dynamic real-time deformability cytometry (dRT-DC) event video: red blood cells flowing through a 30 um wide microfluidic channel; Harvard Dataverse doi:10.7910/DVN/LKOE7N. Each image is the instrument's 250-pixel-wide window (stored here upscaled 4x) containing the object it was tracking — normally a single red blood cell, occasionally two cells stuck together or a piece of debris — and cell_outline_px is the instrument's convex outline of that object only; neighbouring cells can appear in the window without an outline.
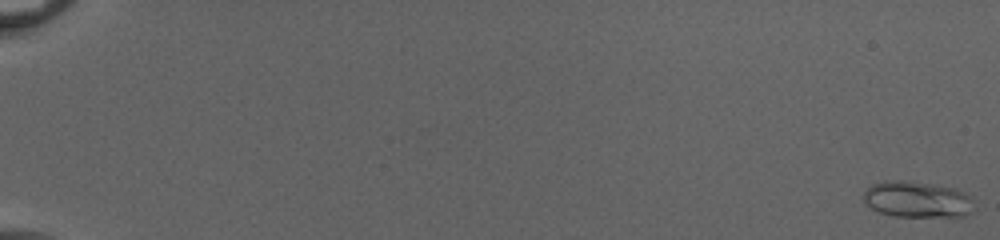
{"species": "common noctule bat (a hibernating species)", "species_latin": "Nyctalus noctula", "temperature_condition": "cold", "stored_images_in_passage": 53, "camera_frame_rate_fps": 3000, "um_per_image_px": 0.085, "animal": {"sex": "female", "body_mass_g": 20.0, "forearm_length_mm": 54.0}, "frame": {"image": 1, "passage_image": 1, "time_ms": 0.0, "image_size_px": [1000, 240], "cell_outline_px": [[976, 208], [972, 212], [964, 216], [892, 216], [880, 212], [872, 208], [864, 200], [864, 192], [872, 184], [884, 180], [904, 180], [932, 184], [952, 188], [964, 192], [972, 200]], "centroid_in_image_um": [77.97, 16.95], "position_along_channel_um": 7.0, "area_um2": 23.24}}
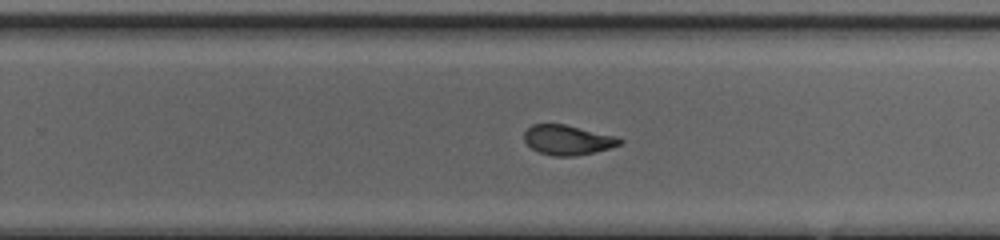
{"frame": {"image": 2, "passage_image": 37, "time_ms": 12.0, "image_size_px": [1000, 240], "cell_outline_px": [[624, 140], [620, 144], [608, 148], [576, 156], [552, 156], [540, 152], [532, 148], [524, 140], [524, 132], [532, 124], [564, 124], [616, 136]], "centroid_in_image_um": [48.23, 11.89], "position_along_channel_um": 281.6, "area_um2": 16.42}}
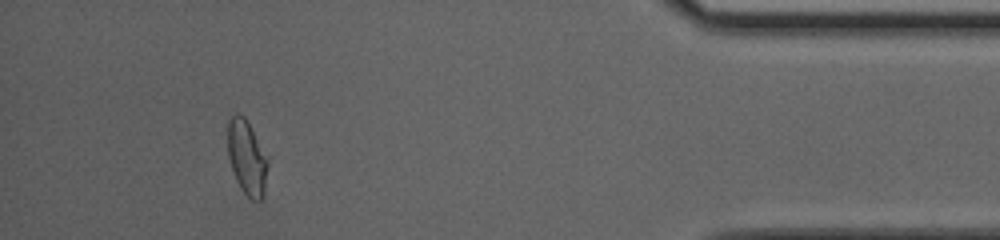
{"frame": {"image": 3, "passage_image": 50, "time_ms": 16.333, "image_size_px": [1000, 240], "cell_outline_px": [[268, 168], [264, 192], [260, 200], [252, 200], [240, 188], [232, 172], [228, 156], [228, 120], [236, 112], [244, 116], [248, 120], [268, 156]], "centroid_in_image_um": [20.99, 13.36], "position_along_channel_um": 414.2, "area_um2": 17.74}, "authors_computed_cell_mechanics": {"area_um2": 17.8602, "velocity_mm_per_s": 4.092, "shape_relaxation_time_tau1_ms": 9.7997, "shape_relaxation_time_tau2_ms": 1.1559, "deformation_change_tau1": 0.2324, "deformation_change_tau2": 0.0712}}